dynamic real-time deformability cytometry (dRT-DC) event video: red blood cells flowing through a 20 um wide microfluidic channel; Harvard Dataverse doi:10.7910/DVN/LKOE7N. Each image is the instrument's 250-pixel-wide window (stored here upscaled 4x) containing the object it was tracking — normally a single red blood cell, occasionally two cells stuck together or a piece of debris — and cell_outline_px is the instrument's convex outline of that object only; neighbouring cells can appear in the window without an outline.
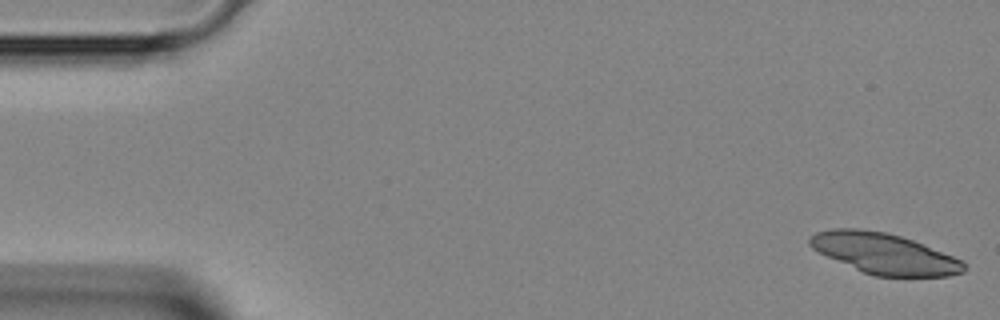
{"species": "Egyptian fruit bat (a non-hibernating species)", "species_latin": "Rousettus aegyptiacus", "temperature_condition": "room temperature", "stored_images_in_passage": 47, "camera_frame_rate_fps": 3000, "um_per_image_px": 0.085, "animal": {"sex": "female"}, "frame": {"image": 1, "passage_image": 1, "time_ms": 0.0, "image_size_px": [1000, 320], "cell_outline_px": [[964, 272], [948, 276], [876, 276], [864, 272], [828, 256], [812, 248], [808, 244], [808, 240], [816, 232], [832, 228], [856, 228], [884, 232], [900, 236], [912, 240], [964, 260]], "centroid_in_image_um": [75.18, 21.54], "position_along_channel_um": 9.8, "area_um2": 36.01}}
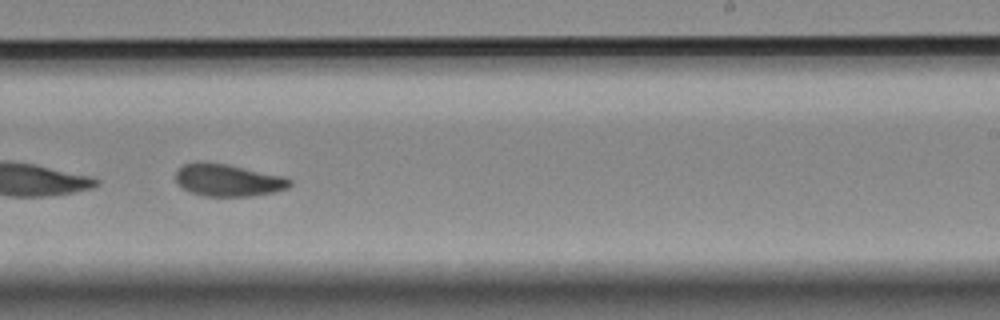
{"frame": {"image": 2, "passage_image": 28, "time_ms": 9.0, "image_size_px": [1000, 320], "cell_outline_px": [[292, 184], [288, 188], [272, 192], [252, 196], [204, 196], [192, 192], [176, 184], [176, 172], [184, 164], [196, 160], [208, 160], [228, 164], [284, 176], [292, 180]], "centroid_in_image_um": [19.36, 15.28], "position_along_channel_um": 269.6, "area_um2": 21.79}}
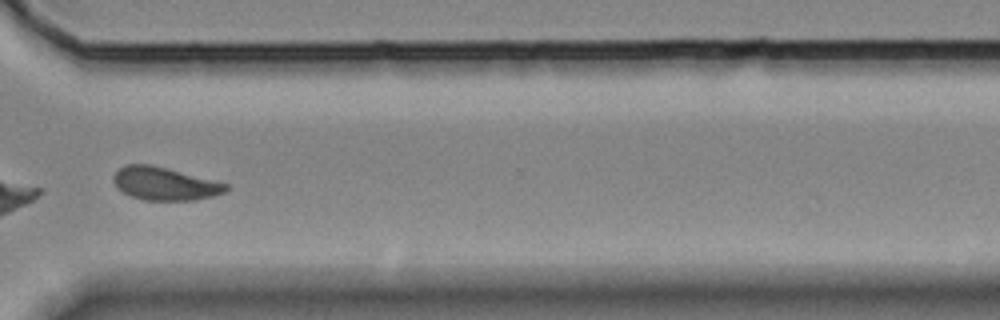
{"frame": {"image": 3, "passage_image": 34, "time_ms": 11.0, "image_size_px": [1000, 320], "cell_outline_px": [[228, 188], [224, 192], [212, 196], [196, 200], [144, 200], [132, 196], [116, 188], [112, 180], [112, 176], [124, 164], [152, 164], [228, 184]], "centroid_in_image_um": [13.95, 15.6], "position_along_channel_um": 356.6, "area_um2": 21.56}}